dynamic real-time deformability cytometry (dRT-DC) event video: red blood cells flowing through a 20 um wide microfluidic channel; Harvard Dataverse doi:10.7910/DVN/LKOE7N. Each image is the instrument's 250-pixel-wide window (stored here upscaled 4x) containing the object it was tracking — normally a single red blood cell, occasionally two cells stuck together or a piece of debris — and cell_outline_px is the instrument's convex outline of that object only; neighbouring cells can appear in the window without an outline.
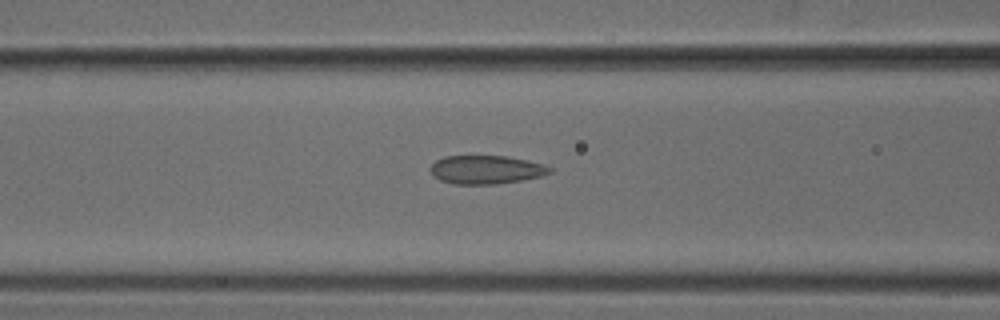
{"species": "common noctule bat (a hibernating species)", "species_latin": "Nyctalus noctula", "temperature_condition": "cold", "stored_images_in_passage": 39, "camera_frame_rate_fps": 3000, "um_per_image_px": 0.085, "animal": {"sex": "male", "body_mass_g": 18.8}, "frame": {"image": 1, "passage_image": 9, "time_ms": 2.667, "image_size_px": [1000, 320], "cell_outline_px": [[552, 172], [540, 176], [520, 180], [496, 184], [456, 184], [440, 180], [432, 176], [428, 168], [436, 160], [444, 156], [508, 156], [528, 160], [544, 164], [552, 168]], "centroid_in_image_um": [41.29, 14.41], "position_along_channel_um": 125.3, "area_um2": 19.94}}
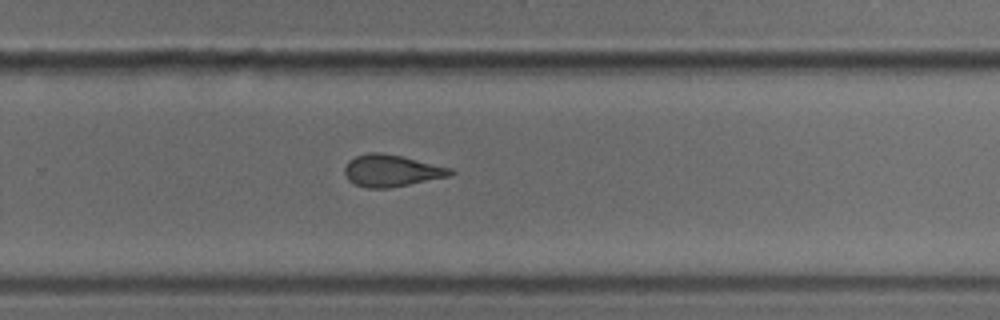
{"frame": {"image": 2, "passage_image": 22, "time_ms": 7.0, "image_size_px": [1000, 320], "cell_outline_px": [[456, 172], [448, 176], [388, 188], [368, 188], [356, 184], [348, 180], [344, 172], [344, 168], [348, 160], [356, 156], [368, 152], [380, 152], [400, 156], [452, 168]], "centroid_in_image_um": [33.24, 14.5], "position_along_channel_um": 296.6, "area_um2": 19.42}}
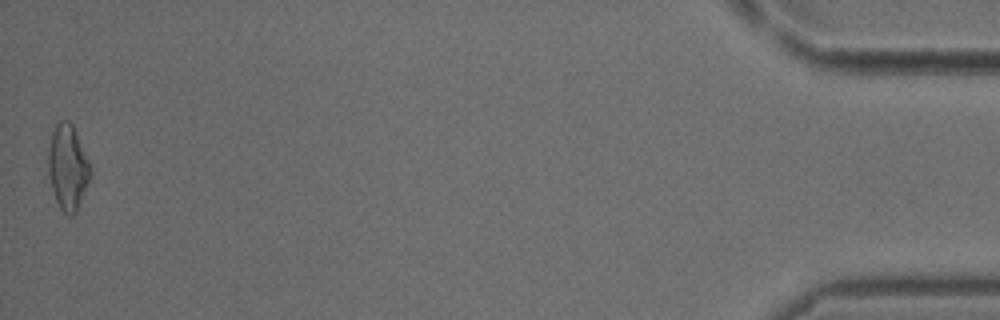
{"frame": {"image": 3, "passage_image": 39, "time_ms": 12.667, "image_size_px": [1000, 320], "cell_outline_px": [[92, 176], [76, 212], [72, 216], [68, 216], [60, 208], [56, 200], [52, 188], [48, 172], [48, 152], [52, 132], [56, 124], [60, 120], [68, 120], [72, 124], [92, 168]], "centroid_in_image_um": [5.78, 14.23], "position_along_channel_um": 429.4, "area_um2": 20.92}}